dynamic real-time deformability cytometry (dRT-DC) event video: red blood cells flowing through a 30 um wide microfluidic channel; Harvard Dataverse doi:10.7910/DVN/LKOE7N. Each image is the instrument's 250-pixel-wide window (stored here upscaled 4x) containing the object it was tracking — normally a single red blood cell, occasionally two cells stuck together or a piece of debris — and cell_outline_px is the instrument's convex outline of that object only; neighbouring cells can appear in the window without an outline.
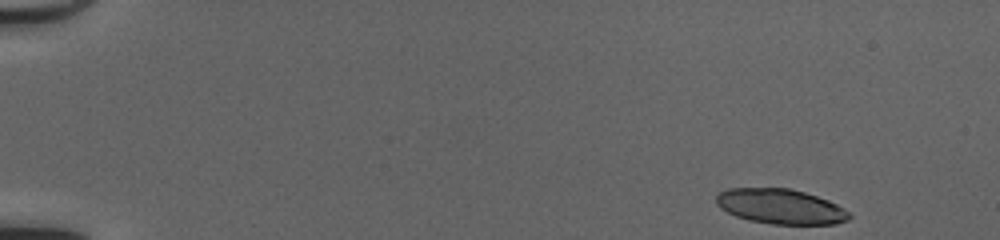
{"species": "common noctule bat (a hibernating species)", "species_latin": "Nyctalus noctula", "temperature_condition": "cold", "stored_images_in_passage": 46, "camera_frame_rate_fps": 3000, "um_per_image_px": 0.085, "animal": {"sex": "female", "body_mass_g": 20.0, "forearm_length_mm": 54.0}, "frame": {"image": 1, "passage_image": 1, "time_ms": 0.0, "image_size_px": [1000, 240], "cell_outline_px": [[852, 216], [848, 220], [836, 224], [772, 224], [748, 220], [736, 216], [720, 208], [716, 204], [716, 196], [720, 192], [728, 188], [788, 188], [804, 192], [828, 200], [844, 208]], "centroid_in_image_um": [66.34, 17.55], "position_along_channel_um": 18.7, "area_um2": 27.11}}
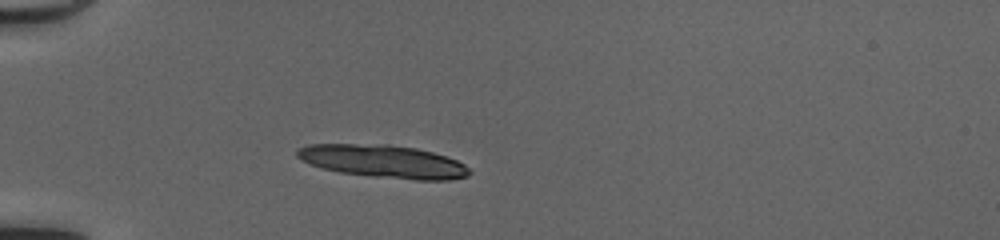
{"frame": {"image": 2, "passage_image": 12, "time_ms": 3.667, "image_size_px": [1000, 240], "cell_outline_px": [[472, 172], [468, 176], [448, 180], [416, 180], [376, 176], [340, 172], [308, 164], [300, 160], [296, 156], [296, 152], [300, 148], [308, 144], [388, 144], [416, 148], [448, 156], [464, 164]], "centroid_in_image_um": [32.6, 13.71], "position_along_channel_um": 52.4, "area_um2": 32.95}}
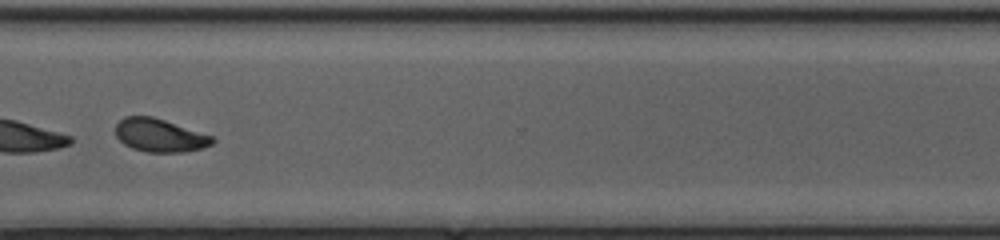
{"frame": {"image": 3, "passage_image": 36, "time_ms": 11.667, "image_size_px": [1000, 240], "cell_outline_px": [[216, 140], [212, 144], [204, 148], [184, 152], [148, 152], [132, 148], [124, 144], [116, 136], [116, 124], [124, 116], [152, 116], [212, 136]], "centroid_in_image_um": [13.57, 11.51], "position_along_channel_um": 357.0, "area_um2": 18.61}, "authors_computed_cell_mechanics": {"area_um2": 27.6573, "velocity_mm_per_s": 4.161, "shape_relaxation_time_tau1_ms": 7.8875, "shape_relaxation_time_tau2_ms": 3.5416, "deformation_change_tau1": 0.1778, "deformation_change_tau2": 0.0746}}